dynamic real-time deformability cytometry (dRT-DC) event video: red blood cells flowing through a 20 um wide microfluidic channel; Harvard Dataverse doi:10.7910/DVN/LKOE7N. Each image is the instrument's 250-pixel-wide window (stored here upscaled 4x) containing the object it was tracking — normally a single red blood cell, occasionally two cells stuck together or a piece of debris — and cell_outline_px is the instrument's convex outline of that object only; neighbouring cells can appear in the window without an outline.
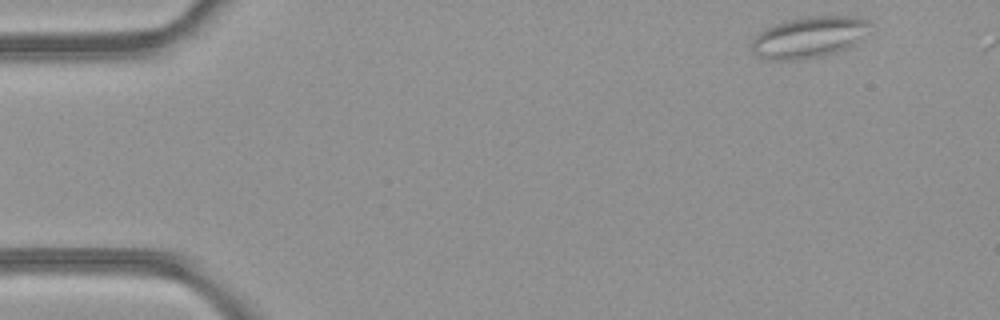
{"species": "common noctule bat (a hibernating species)", "species_latin": "Nyctalus noctula", "temperature_condition": "room temperature", "stored_images_in_passage": 2, "camera_frame_rate_fps": 3000, "um_per_image_px": 0.085, "animal": {"sex": "female", "body_mass_g": 21.9}, "frame": {"image": 1, "passage_image": 1, "time_ms": 0.0, "image_size_px": [1000, 320], "cell_outline_px": [[872, 24], [844, 48], [832, 52], [816, 56], [792, 60], [772, 60], [756, 56], [752, 52], [752, 40], [764, 28], [788, 20], [804, 16], [860, 16], [868, 20]], "centroid_in_image_um": [68.66, 3.13], "position_along_channel_um": 16.3, "area_um2": 27.51}}